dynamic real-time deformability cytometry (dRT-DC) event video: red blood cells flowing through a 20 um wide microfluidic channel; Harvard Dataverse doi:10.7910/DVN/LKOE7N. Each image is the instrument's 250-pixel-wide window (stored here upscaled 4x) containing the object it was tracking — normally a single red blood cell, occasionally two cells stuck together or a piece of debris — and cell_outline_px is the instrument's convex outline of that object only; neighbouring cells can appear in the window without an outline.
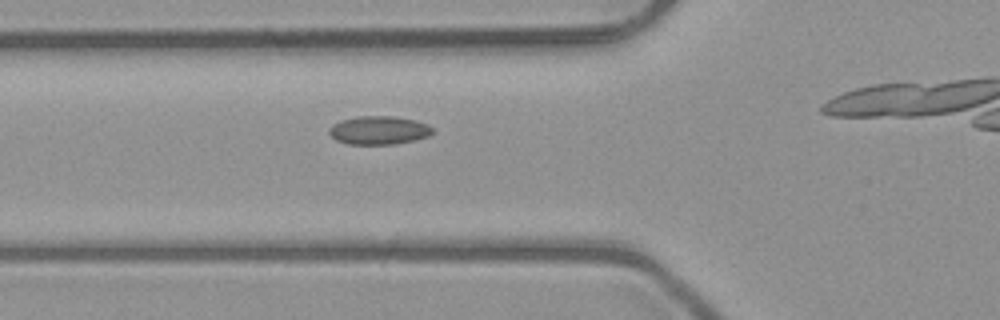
{"species": "common noctule bat (a hibernating species)", "species_latin": "Nyctalus noctula", "temperature_condition": "room temperature", "stored_images_in_passage": 22, "camera_frame_rate_fps": 3000, "um_per_image_px": 0.085, "animal": {"sex": "male", "body_mass_g": 23.1, "forearm_length_mm": 52.7}, "frame": {"image": 1, "passage_image": 9, "time_ms": 2.667, "image_size_px": [1000, 320], "cell_outline_px": [[432, 132], [428, 136], [416, 140], [392, 144], [348, 144], [336, 140], [328, 132], [328, 128], [332, 124], [340, 120], [356, 116], [392, 116], [416, 120], [428, 124], [432, 128]], "centroid_in_image_um": [32.17, 11.06], "position_along_channel_um": 93.6, "area_um2": 17.22}}
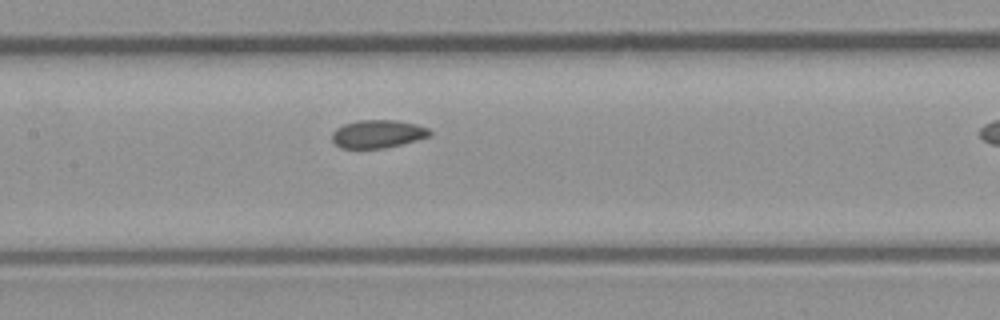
{"frame": {"image": 2, "passage_image": 15, "time_ms": 4.667, "image_size_px": [1000, 320], "cell_outline_px": [[432, 136], [384, 148], [340, 148], [332, 140], [332, 132], [336, 128], [344, 124], [356, 120], [396, 120], [416, 124], [428, 128], [432, 132]], "centroid_in_image_um": [32.11, 11.37], "position_along_channel_um": 175.3, "area_um2": 16.01}}
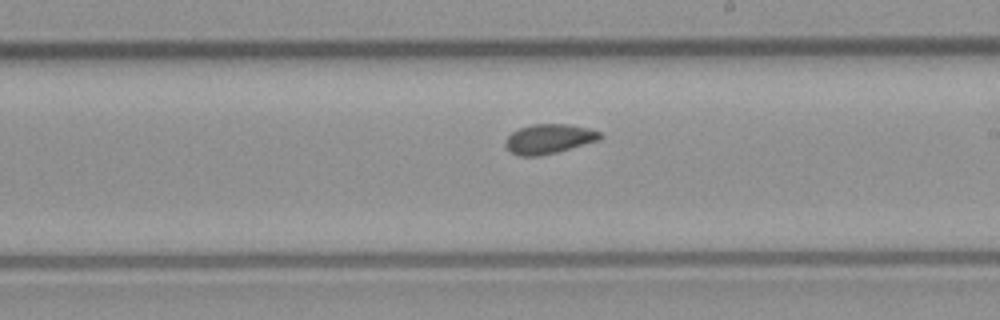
{"frame": {"image": 3, "passage_image": 20, "time_ms": 6.333, "image_size_px": [1000, 320], "cell_outline_px": [[604, 136], [600, 140], [556, 152], [540, 156], [520, 156], [512, 152], [504, 144], [504, 140], [512, 132], [520, 128], [532, 124], [568, 124], [588, 128], [600, 132]], "centroid_in_image_um": [46.67, 11.8], "position_along_channel_um": 242.3, "area_um2": 16.3}}